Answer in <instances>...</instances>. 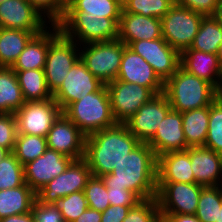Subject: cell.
I'll return each mask as SVG.
<instances>
[{"instance_id": "obj_34", "label": "cell", "mask_w": 222, "mask_h": 222, "mask_svg": "<svg viewBox=\"0 0 222 222\" xmlns=\"http://www.w3.org/2000/svg\"><path fill=\"white\" fill-rule=\"evenodd\" d=\"M47 149L46 137L17 134L13 154L24 166L40 157Z\"/></svg>"}, {"instance_id": "obj_1", "label": "cell", "mask_w": 222, "mask_h": 222, "mask_svg": "<svg viewBox=\"0 0 222 222\" xmlns=\"http://www.w3.org/2000/svg\"><path fill=\"white\" fill-rule=\"evenodd\" d=\"M106 188H123L141 200L157 196V157L154 150L141 142L110 174L100 176Z\"/></svg>"}, {"instance_id": "obj_21", "label": "cell", "mask_w": 222, "mask_h": 222, "mask_svg": "<svg viewBox=\"0 0 222 222\" xmlns=\"http://www.w3.org/2000/svg\"><path fill=\"white\" fill-rule=\"evenodd\" d=\"M180 67L211 83L218 91L222 85V66L217 54L186 49L180 53Z\"/></svg>"}, {"instance_id": "obj_46", "label": "cell", "mask_w": 222, "mask_h": 222, "mask_svg": "<svg viewBox=\"0 0 222 222\" xmlns=\"http://www.w3.org/2000/svg\"><path fill=\"white\" fill-rule=\"evenodd\" d=\"M133 206L110 205L102 211L101 222H122Z\"/></svg>"}, {"instance_id": "obj_45", "label": "cell", "mask_w": 222, "mask_h": 222, "mask_svg": "<svg viewBox=\"0 0 222 222\" xmlns=\"http://www.w3.org/2000/svg\"><path fill=\"white\" fill-rule=\"evenodd\" d=\"M110 205L135 206L141 199L132 191L123 188H107Z\"/></svg>"}, {"instance_id": "obj_22", "label": "cell", "mask_w": 222, "mask_h": 222, "mask_svg": "<svg viewBox=\"0 0 222 222\" xmlns=\"http://www.w3.org/2000/svg\"><path fill=\"white\" fill-rule=\"evenodd\" d=\"M162 37L161 19L122 10L119 23V36L126 46L134 41L155 40Z\"/></svg>"}, {"instance_id": "obj_26", "label": "cell", "mask_w": 222, "mask_h": 222, "mask_svg": "<svg viewBox=\"0 0 222 222\" xmlns=\"http://www.w3.org/2000/svg\"><path fill=\"white\" fill-rule=\"evenodd\" d=\"M36 199V192L26 182L17 188L0 190V219L30 212Z\"/></svg>"}, {"instance_id": "obj_27", "label": "cell", "mask_w": 222, "mask_h": 222, "mask_svg": "<svg viewBox=\"0 0 222 222\" xmlns=\"http://www.w3.org/2000/svg\"><path fill=\"white\" fill-rule=\"evenodd\" d=\"M38 33L2 28L0 31V67L11 68L30 39Z\"/></svg>"}, {"instance_id": "obj_36", "label": "cell", "mask_w": 222, "mask_h": 222, "mask_svg": "<svg viewBox=\"0 0 222 222\" xmlns=\"http://www.w3.org/2000/svg\"><path fill=\"white\" fill-rule=\"evenodd\" d=\"M24 183V166L10 152L0 161V190L17 188Z\"/></svg>"}, {"instance_id": "obj_25", "label": "cell", "mask_w": 222, "mask_h": 222, "mask_svg": "<svg viewBox=\"0 0 222 222\" xmlns=\"http://www.w3.org/2000/svg\"><path fill=\"white\" fill-rule=\"evenodd\" d=\"M51 27L50 32L45 28L30 39L11 67L13 70L44 69L49 43L60 32L57 23H51Z\"/></svg>"}, {"instance_id": "obj_41", "label": "cell", "mask_w": 222, "mask_h": 222, "mask_svg": "<svg viewBox=\"0 0 222 222\" xmlns=\"http://www.w3.org/2000/svg\"><path fill=\"white\" fill-rule=\"evenodd\" d=\"M17 134L15 115L0 113V147L13 152Z\"/></svg>"}, {"instance_id": "obj_14", "label": "cell", "mask_w": 222, "mask_h": 222, "mask_svg": "<svg viewBox=\"0 0 222 222\" xmlns=\"http://www.w3.org/2000/svg\"><path fill=\"white\" fill-rule=\"evenodd\" d=\"M104 85L79 58L69 70L62 85L53 93V99L63 111L70 103L78 101L89 93L99 91Z\"/></svg>"}, {"instance_id": "obj_4", "label": "cell", "mask_w": 222, "mask_h": 222, "mask_svg": "<svg viewBox=\"0 0 222 222\" xmlns=\"http://www.w3.org/2000/svg\"><path fill=\"white\" fill-rule=\"evenodd\" d=\"M62 113L71 120L86 137L117 124L113 117L109 92L106 85L99 91L89 93L81 97L78 101L70 103Z\"/></svg>"}, {"instance_id": "obj_43", "label": "cell", "mask_w": 222, "mask_h": 222, "mask_svg": "<svg viewBox=\"0 0 222 222\" xmlns=\"http://www.w3.org/2000/svg\"><path fill=\"white\" fill-rule=\"evenodd\" d=\"M31 212L34 216V222H65L55 204H43L36 199Z\"/></svg>"}, {"instance_id": "obj_11", "label": "cell", "mask_w": 222, "mask_h": 222, "mask_svg": "<svg viewBox=\"0 0 222 222\" xmlns=\"http://www.w3.org/2000/svg\"><path fill=\"white\" fill-rule=\"evenodd\" d=\"M203 187L197 183H157L159 213L195 215Z\"/></svg>"}, {"instance_id": "obj_17", "label": "cell", "mask_w": 222, "mask_h": 222, "mask_svg": "<svg viewBox=\"0 0 222 222\" xmlns=\"http://www.w3.org/2000/svg\"><path fill=\"white\" fill-rule=\"evenodd\" d=\"M74 159L47 149L40 157L24 165V180L36 193L62 174Z\"/></svg>"}, {"instance_id": "obj_19", "label": "cell", "mask_w": 222, "mask_h": 222, "mask_svg": "<svg viewBox=\"0 0 222 222\" xmlns=\"http://www.w3.org/2000/svg\"><path fill=\"white\" fill-rule=\"evenodd\" d=\"M122 82L134 83L149 88L155 95L162 94L164 82L145 59L128 46L124 48L120 70L116 78Z\"/></svg>"}, {"instance_id": "obj_12", "label": "cell", "mask_w": 222, "mask_h": 222, "mask_svg": "<svg viewBox=\"0 0 222 222\" xmlns=\"http://www.w3.org/2000/svg\"><path fill=\"white\" fill-rule=\"evenodd\" d=\"M109 92L113 117L124 124L137 110L149 102L155 94L144 86L115 79L106 84Z\"/></svg>"}, {"instance_id": "obj_54", "label": "cell", "mask_w": 222, "mask_h": 222, "mask_svg": "<svg viewBox=\"0 0 222 222\" xmlns=\"http://www.w3.org/2000/svg\"><path fill=\"white\" fill-rule=\"evenodd\" d=\"M167 1H169L172 5L178 4V0H167Z\"/></svg>"}, {"instance_id": "obj_38", "label": "cell", "mask_w": 222, "mask_h": 222, "mask_svg": "<svg viewBox=\"0 0 222 222\" xmlns=\"http://www.w3.org/2000/svg\"><path fill=\"white\" fill-rule=\"evenodd\" d=\"M84 194L89 208L102 212L110 206L107 188L101 177L92 175L86 183Z\"/></svg>"}, {"instance_id": "obj_24", "label": "cell", "mask_w": 222, "mask_h": 222, "mask_svg": "<svg viewBox=\"0 0 222 222\" xmlns=\"http://www.w3.org/2000/svg\"><path fill=\"white\" fill-rule=\"evenodd\" d=\"M195 183L191 169L190 147L157 157V183Z\"/></svg>"}, {"instance_id": "obj_28", "label": "cell", "mask_w": 222, "mask_h": 222, "mask_svg": "<svg viewBox=\"0 0 222 222\" xmlns=\"http://www.w3.org/2000/svg\"><path fill=\"white\" fill-rule=\"evenodd\" d=\"M209 122V106L182 112V126L188 147L204 146Z\"/></svg>"}, {"instance_id": "obj_6", "label": "cell", "mask_w": 222, "mask_h": 222, "mask_svg": "<svg viewBox=\"0 0 222 222\" xmlns=\"http://www.w3.org/2000/svg\"><path fill=\"white\" fill-rule=\"evenodd\" d=\"M83 47V49H81ZM80 47V59L103 84L114 81L119 73L124 48L119 39L109 42L87 43ZM86 46V47H85Z\"/></svg>"}, {"instance_id": "obj_52", "label": "cell", "mask_w": 222, "mask_h": 222, "mask_svg": "<svg viewBox=\"0 0 222 222\" xmlns=\"http://www.w3.org/2000/svg\"><path fill=\"white\" fill-rule=\"evenodd\" d=\"M218 58H219V61H220V64L222 66V43L220 44V47H219V51H218Z\"/></svg>"}, {"instance_id": "obj_33", "label": "cell", "mask_w": 222, "mask_h": 222, "mask_svg": "<svg viewBox=\"0 0 222 222\" xmlns=\"http://www.w3.org/2000/svg\"><path fill=\"white\" fill-rule=\"evenodd\" d=\"M222 206V185L203 187L195 216L201 222H219Z\"/></svg>"}, {"instance_id": "obj_23", "label": "cell", "mask_w": 222, "mask_h": 222, "mask_svg": "<svg viewBox=\"0 0 222 222\" xmlns=\"http://www.w3.org/2000/svg\"><path fill=\"white\" fill-rule=\"evenodd\" d=\"M190 160L195 183L204 187L222 185L221 154L204 146L190 147Z\"/></svg>"}, {"instance_id": "obj_51", "label": "cell", "mask_w": 222, "mask_h": 222, "mask_svg": "<svg viewBox=\"0 0 222 222\" xmlns=\"http://www.w3.org/2000/svg\"><path fill=\"white\" fill-rule=\"evenodd\" d=\"M10 152L7 149L0 147V161L6 157Z\"/></svg>"}, {"instance_id": "obj_32", "label": "cell", "mask_w": 222, "mask_h": 222, "mask_svg": "<svg viewBox=\"0 0 222 222\" xmlns=\"http://www.w3.org/2000/svg\"><path fill=\"white\" fill-rule=\"evenodd\" d=\"M221 43L222 27L213 16H207L202 19L199 31L188 49L218 54Z\"/></svg>"}, {"instance_id": "obj_44", "label": "cell", "mask_w": 222, "mask_h": 222, "mask_svg": "<svg viewBox=\"0 0 222 222\" xmlns=\"http://www.w3.org/2000/svg\"><path fill=\"white\" fill-rule=\"evenodd\" d=\"M220 0H178V5L205 17L214 16Z\"/></svg>"}, {"instance_id": "obj_49", "label": "cell", "mask_w": 222, "mask_h": 222, "mask_svg": "<svg viewBox=\"0 0 222 222\" xmlns=\"http://www.w3.org/2000/svg\"><path fill=\"white\" fill-rule=\"evenodd\" d=\"M0 222H34V216L32 212H27L25 214L11 215L0 219Z\"/></svg>"}, {"instance_id": "obj_16", "label": "cell", "mask_w": 222, "mask_h": 222, "mask_svg": "<svg viewBox=\"0 0 222 222\" xmlns=\"http://www.w3.org/2000/svg\"><path fill=\"white\" fill-rule=\"evenodd\" d=\"M171 109L170 103L163 93L155 95L124 124L140 142H148Z\"/></svg>"}, {"instance_id": "obj_7", "label": "cell", "mask_w": 222, "mask_h": 222, "mask_svg": "<svg viewBox=\"0 0 222 222\" xmlns=\"http://www.w3.org/2000/svg\"><path fill=\"white\" fill-rule=\"evenodd\" d=\"M205 16L178 4L161 18L163 39L179 53L190 48Z\"/></svg>"}, {"instance_id": "obj_47", "label": "cell", "mask_w": 222, "mask_h": 222, "mask_svg": "<svg viewBox=\"0 0 222 222\" xmlns=\"http://www.w3.org/2000/svg\"><path fill=\"white\" fill-rule=\"evenodd\" d=\"M163 222H201L195 215L189 214H160Z\"/></svg>"}, {"instance_id": "obj_37", "label": "cell", "mask_w": 222, "mask_h": 222, "mask_svg": "<svg viewBox=\"0 0 222 222\" xmlns=\"http://www.w3.org/2000/svg\"><path fill=\"white\" fill-rule=\"evenodd\" d=\"M123 11L161 19L172 4L167 0H122Z\"/></svg>"}, {"instance_id": "obj_40", "label": "cell", "mask_w": 222, "mask_h": 222, "mask_svg": "<svg viewBox=\"0 0 222 222\" xmlns=\"http://www.w3.org/2000/svg\"><path fill=\"white\" fill-rule=\"evenodd\" d=\"M160 219L156 197L143 199L131 207L122 222H157Z\"/></svg>"}, {"instance_id": "obj_9", "label": "cell", "mask_w": 222, "mask_h": 222, "mask_svg": "<svg viewBox=\"0 0 222 222\" xmlns=\"http://www.w3.org/2000/svg\"><path fill=\"white\" fill-rule=\"evenodd\" d=\"M61 114L62 110L53 98L25 102L14 113L17 133L46 137Z\"/></svg>"}, {"instance_id": "obj_50", "label": "cell", "mask_w": 222, "mask_h": 222, "mask_svg": "<svg viewBox=\"0 0 222 222\" xmlns=\"http://www.w3.org/2000/svg\"><path fill=\"white\" fill-rule=\"evenodd\" d=\"M219 23V25L222 27V0H220L218 8L216 9V12L213 16Z\"/></svg>"}, {"instance_id": "obj_8", "label": "cell", "mask_w": 222, "mask_h": 222, "mask_svg": "<svg viewBox=\"0 0 222 222\" xmlns=\"http://www.w3.org/2000/svg\"><path fill=\"white\" fill-rule=\"evenodd\" d=\"M78 46L74 40L66 37L61 31L49 43L43 70L47 86L52 94L62 85L69 70L80 58Z\"/></svg>"}, {"instance_id": "obj_3", "label": "cell", "mask_w": 222, "mask_h": 222, "mask_svg": "<svg viewBox=\"0 0 222 222\" xmlns=\"http://www.w3.org/2000/svg\"><path fill=\"white\" fill-rule=\"evenodd\" d=\"M163 94L172 110L182 113L210 106L219 96V91L211 83L179 67L164 82Z\"/></svg>"}, {"instance_id": "obj_30", "label": "cell", "mask_w": 222, "mask_h": 222, "mask_svg": "<svg viewBox=\"0 0 222 222\" xmlns=\"http://www.w3.org/2000/svg\"><path fill=\"white\" fill-rule=\"evenodd\" d=\"M25 102L53 98L43 69L14 70Z\"/></svg>"}, {"instance_id": "obj_31", "label": "cell", "mask_w": 222, "mask_h": 222, "mask_svg": "<svg viewBox=\"0 0 222 222\" xmlns=\"http://www.w3.org/2000/svg\"><path fill=\"white\" fill-rule=\"evenodd\" d=\"M122 0H70L65 11H80L87 16L120 19Z\"/></svg>"}, {"instance_id": "obj_55", "label": "cell", "mask_w": 222, "mask_h": 222, "mask_svg": "<svg viewBox=\"0 0 222 222\" xmlns=\"http://www.w3.org/2000/svg\"><path fill=\"white\" fill-rule=\"evenodd\" d=\"M219 97L222 99V85H221V88L219 90Z\"/></svg>"}, {"instance_id": "obj_15", "label": "cell", "mask_w": 222, "mask_h": 222, "mask_svg": "<svg viewBox=\"0 0 222 222\" xmlns=\"http://www.w3.org/2000/svg\"><path fill=\"white\" fill-rule=\"evenodd\" d=\"M29 0H5L0 3V25L2 28L40 33L50 22Z\"/></svg>"}, {"instance_id": "obj_48", "label": "cell", "mask_w": 222, "mask_h": 222, "mask_svg": "<svg viewBox=\"0 0 222 222\" xmlns=\"http://www.w3.org/2000/svg\"><path fill=\"white\" fill-rule=\"evenodd\" d=\"M102 212L87 208L74 222H101Z\"/></svg>"}, {"instance_id": "obj_42", "label": "cell", "mask_w": 222, "mask_h": 222, "mask_svg": "<svg viewBox=\"0 0 222 222\" xmlns=\"http://www.w3.org/2000/svg\"><path fill=\"white\" fill-rule=\"evenodd\" d=\"M51 23H57L64 15L67 0H29ZM46 14V15H45Z\"/></svg>"}, {"instance_id": "obj_35", "label": "cell", "mask_w": 222, "mask_h": 222, "mask_svg": "<svg viewBox=\"0 0 222 222\" xmlns=\"http://www.w3.org/2000/svg\"><path fill=\"white\" fill-rule=\"evenodd\" d=\"M204 147L222 155V99H217L209 106V122Z\"/></svg>"}, {"instance_id": "obj_20", "label": "cell", "mask_w": 222, "mask_h": 222, "mask_svg": "<svg viewBox=\"0 0 222 222\" xmlns=\"http://www.w3.org/2000/svg\"><path fill=\"white\" fill-rule=\"evenodd\" d=\"M147 144L154 150L156 157L167 152L189 148L184 136L182 113L171 109Z\"/></svg>"}, {"instance_id": "obj_29", "label": "cell", "mask_w": 222, "mask_h": 222, "mask_svg": "<svg viewBox=\"0 0 222 222\" xmlns=\"http://www.w3.org/2000/svg\"><path fill=\"white\" fill-rule=\"evenodd\" d=\"M25 104L15 71L0 67V113L14 114Z\"/></svg>"}, {"instance_id": "obj_39", "label": "cell", "mask_w": 222, "mask_h": 222, "mask_svg": "<svg viewBox=\"0 0 222 222\" xmlns=\"http://www.w3.org/2000/svg\"><path fill=\"white\" fill-rule=\"evenodd\" d=\"M65 222H74L89 206L84 191L71 193L55 204Z\"/></svg>"}, {"instance_id": "obj_53", "label": "cell", "mask_w": 222, "mask_h": 222, "mask_svg": "<svg viewBox=\"0 0 222 222\" xmlns=\"http://www.w3.org/2000/svg\"><path fill=\"white\" fill-rule=\"evenodd\" d=\"M219 222H222V206L221 209L219 210Z\"/></svg>"}, {"instance_id": "obj_18", "label": "cell", "mask_w": 222, "mask_h": 222, "mask_svg": "<svg viewBox=\"0 0 222 222\" xmlns=\"http://www.w3.org/2000/svg\"><path fill=\"white\" fill-rule=\"evenodd\" d=\"M46 140L51 150L74 160L84 158L86 136L63 113L53 123Z\"/></svg>"}, {"instance_id": "obj_5", "label": "cell", "mask_w": 222, "mask_h": 222, "mask_svg": "<svg viewBox=\"0 0 222 222\" xmlns=\"http://www.w3.org/2000/svg\"><path fill=\"white\" fill-rule=\"evenodd\" d=\"M120 19L87 16L80 11H65L57 22L60 31L81 45L118 39ZM77 39V40H76ZM79 41V42H78Z\"/></svg>"}, {"instance_id": "obj_2", "label": "cell", "mask_w": 222, "mask_h": 222, "mask_svg": "<svg viewBox=\"0 0 222 222\" xmlns=\"http://www.w3.org/2000/svg\"><path fill=\"white\" fill-rule=\"evenodd\" d=\"M140 143L125 124L117 123L86 137L84 159L91 174L100 177L112 173Z\"/></svg>"}, {"instance_id": "obj_13", "label": "cell", "mask_w": 222, "mask_h": 222, "mask_svg": "<svg viewBox=\"0 0 222 222\" xmlns=\"http://www.w3.org/2000/svg\"><path fill=\"white\" fill-rule=\"evenodd\" d=\"M128 47L141 55L163 82L180 67V53L163 38L134 41Z\"/></svg>"}, {"instance_id": "obj_10", "label": "cell", "mask_w": 222, "mask_h": 222, "mask_svg": "<svg viewBox=\"0 0 222 222\" xmlns=\"http://www.w3.org/2000/svg\"><path fill=\"white\" fill-rule=\"evenodd\" d=\"M91 176V170L84 158L73 160L62 174L53 178L36 193L37 200L43 204H56L60 198L84 191Z\"/></svg>"}]
</instances>
